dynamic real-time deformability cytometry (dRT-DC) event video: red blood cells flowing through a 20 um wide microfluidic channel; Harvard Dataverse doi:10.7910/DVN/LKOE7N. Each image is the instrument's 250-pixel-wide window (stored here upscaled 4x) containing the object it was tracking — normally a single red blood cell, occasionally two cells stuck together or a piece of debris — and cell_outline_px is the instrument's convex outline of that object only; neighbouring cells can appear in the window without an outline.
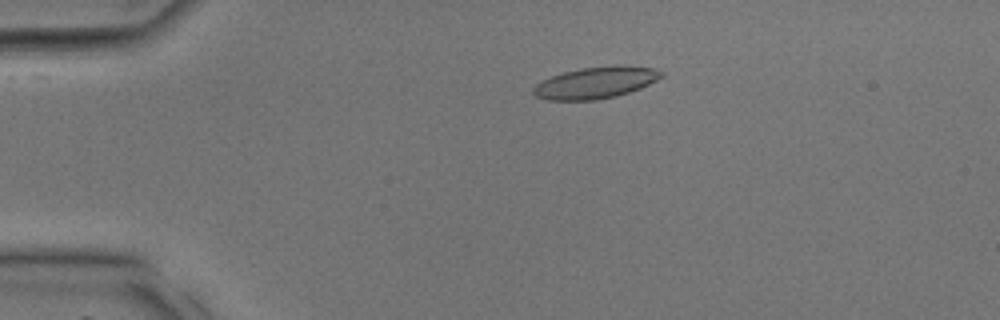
{"species": "common noctule bat (a hibernating species)", "species_latin": "Nyctalus noctula", "temperature_condition": "room temperature", "stored_images_in_passage": 32, "camera_frame_rate_fps": 3000, "um_per_image_px": 0.085, "animal": {"sex": "male", "body_mass_g": 17.9, "forearm_length_mm": 54.2}, "frame": {"image": 1, "passage_image": 3, "time_ms": 0.667, "image_size_px": [1000, 320], "cell_outline_px": [[664, 76], [640, 88], [616, 96], [596, 100], [548, 100], [536, 96], [532, 92], [532, 88], [540, 80], [564, 72], [580, 68], [616, 64], [652, 68], [664, 72]], "centroid_in_image_um": [50.61, 7.02], "position_along_channel_um": 34.4, "area_um2": 23.7}}
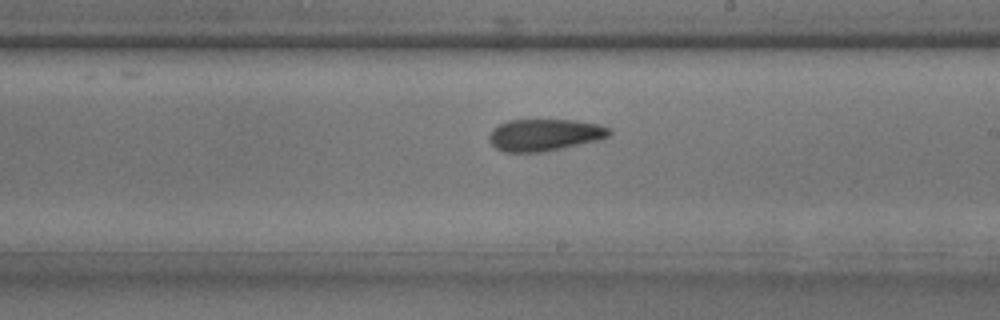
{"frame": {"image": 2, "passage_image": 17, "time_ms": 5.333, "image_size_px": [1000, 320], "cell_outline_px": [[612, 132], [608, 136], [596, 140], [560, 148], [540, 152], [504, 152], [496, 148], [488, 140], [488, 136], [492, 128], [508, 120], [576, 120], [600, 124], [608, 128]], "centroid_in_image_um": [46.24, 11.45], "position_along_channel_um": 242.8, "area_um2": 22.2}}
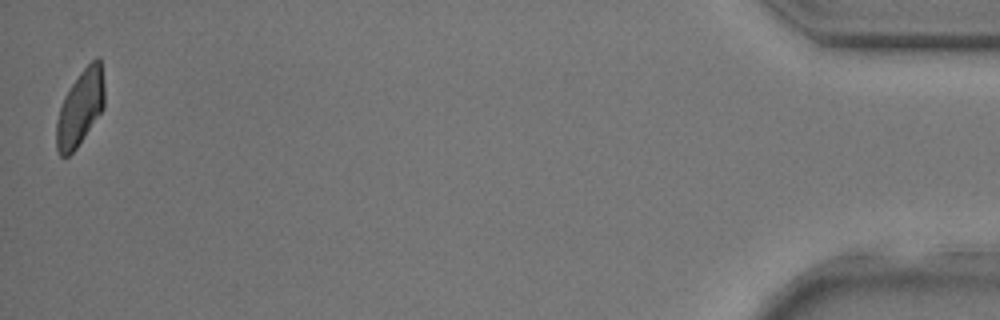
{"frame": {"image": 3, "passage_image": 32, "time_ms": 10.333, "image_size_px": [1000, 320], "cell_outline_px": [[104, 108], [76, 148], [68, 156], [60, 156], [56, 148], [56, 120], [64, 96], [80, 72], [96, 56], [100, 56], [104, 80]], "centroid_in_image_um": [6.83, 9.14], "position_along_channel_um": 428.4, "area_um2": 21.15}}